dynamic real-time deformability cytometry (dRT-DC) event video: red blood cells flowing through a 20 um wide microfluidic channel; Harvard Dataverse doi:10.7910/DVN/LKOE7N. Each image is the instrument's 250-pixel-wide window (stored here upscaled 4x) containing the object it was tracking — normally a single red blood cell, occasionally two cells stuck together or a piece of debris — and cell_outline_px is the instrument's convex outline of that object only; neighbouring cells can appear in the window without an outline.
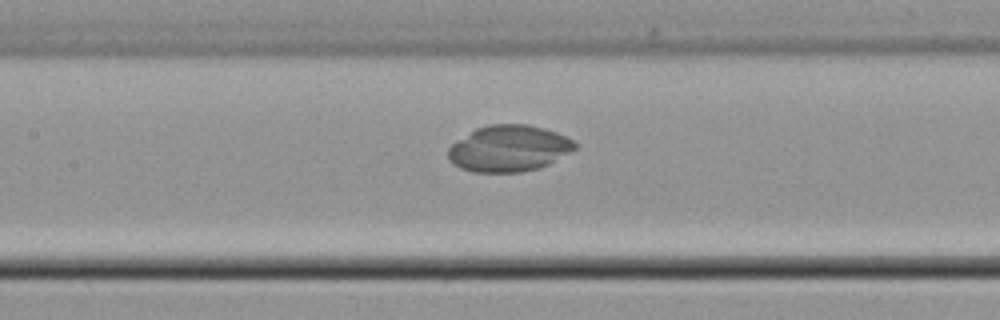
{"species": "common noctule bat (a hibernating species)", "species_latin": "Nyctalus noctula", "temperature_condition": "cold", "stored_images_in_passage": 34, "camera_frame_rate_fps": 3000, "um_per_image_px": 0.085, "animal": {"sex": "male", "body_mass_g": 21.5, "forearm_length_mm": 52.0}, "frame": {"image": 1, "passage_image": 15, "time_ms": 4.667, "image_size_px": [1000, 320], "cell_outline_px": [[576, 148], [548, 164], [540, 168], [520, 172], [472, 172], [460, 168], [448, 156], [448, 148], [452, 144], [476, 128], [488, 124], [528, 124], [544, 128], [556, 132], [572, 140], [576, 144]], "centroid_in_image_um": [43.25, 12.61], "position_along_channel_um": 164.2, "area_um2": 33.93}}
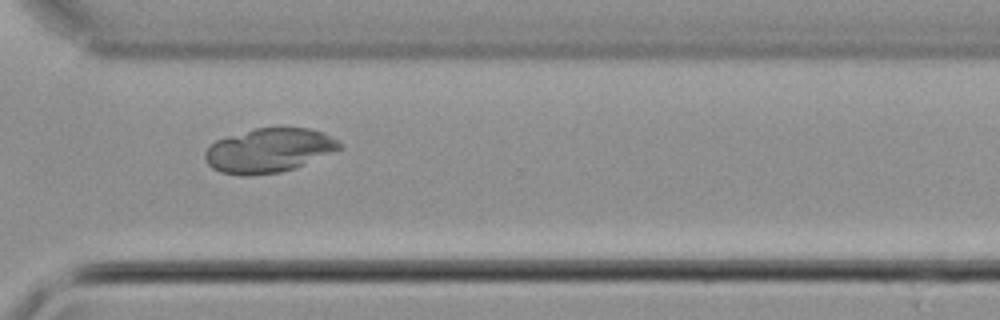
{"frame": {"image": 2, "passage_image": 29, "time_ms": 9.333, "image_size_px": [1000, 320], "cell_outline_px": [[340, 148], [296, 168], [280, 172], [248, 176], [240, 176], [220, 172], [212, 168], [208, 164], [204, 156], [204, 152], [216, 140], [228, 136], [256, 128], [308, 128], [324, 132], [336, 140], [340, 144]], "centroid_in_image_um": [22.81, 12.8], "position_along_channel_um": 347.8, "area_um2": 34.33}}
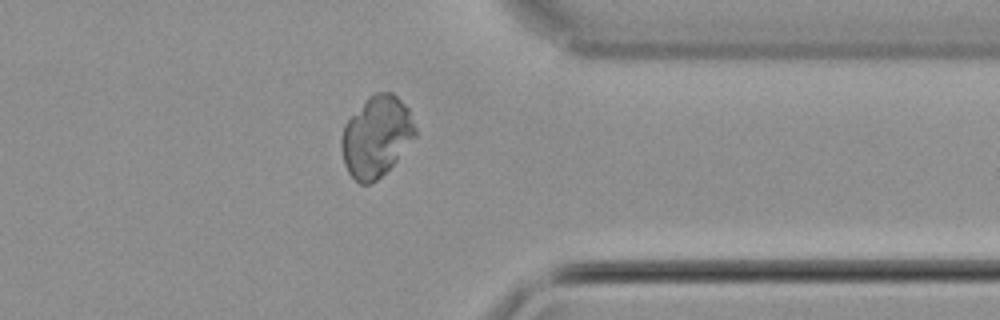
{"frame": {"image": 3, "passage_image": 32, "time_ms": 10.333, "image_size_px": [1000, 320], "cell_outline_px": [[416, 136], [396, 160], [376, 180], [368, 184], [360, 184], [348, 172], [344, 164], [340, 148], [340, 140], [344, 124], [376, 92], [392, 92], [408, 108], [416, 128]], "centroid_in_image_um": [31.98, 11.63], "position_along_channel_um": 379.4, "area_um2": 34.1}}